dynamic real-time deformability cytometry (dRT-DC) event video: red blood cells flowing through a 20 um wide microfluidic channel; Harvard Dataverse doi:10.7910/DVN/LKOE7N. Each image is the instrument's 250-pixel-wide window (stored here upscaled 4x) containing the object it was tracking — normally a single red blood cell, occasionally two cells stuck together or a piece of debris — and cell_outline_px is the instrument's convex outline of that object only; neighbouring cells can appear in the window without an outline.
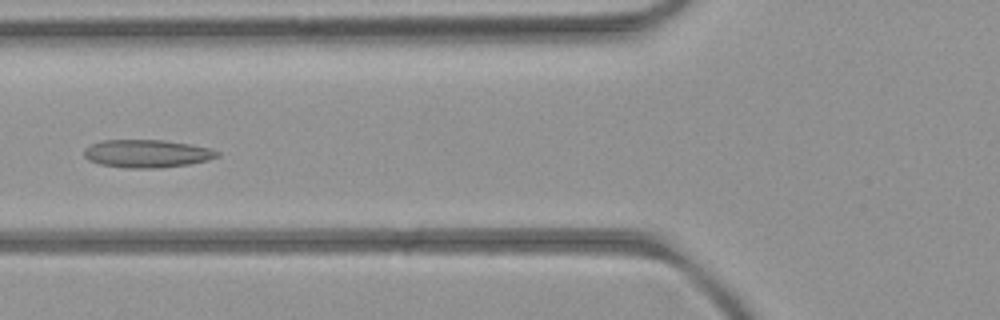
{"species": "common noctule bat (a hibernating species)", "species_latin": "Nyctalus noctula", "temperature_condition": "room temperature", "stored_images_in_passage": 37, "camera_frame_rate_fps": 3000, "um_per_image_px": 0.085, "animal": {"sex": "female", "body_mass_g": 21.9}, "frame": {"image": 1, "passage_image": 5, "time_ms": 1.333, "image_size_px": [1000, 320], "cell_outline_px": [[220, 156], [208, 160], [188, 164], [160, 168], [124, 168], [100, 164], [88, 160], [84, 156], [84, 148], [100, 140], [164, 140], [212, 148], [220, 152]], "centroid_in_image_um": [12.49, 13.06], "position_along_channel_um": 113.3, "area_um2": 21.79}}
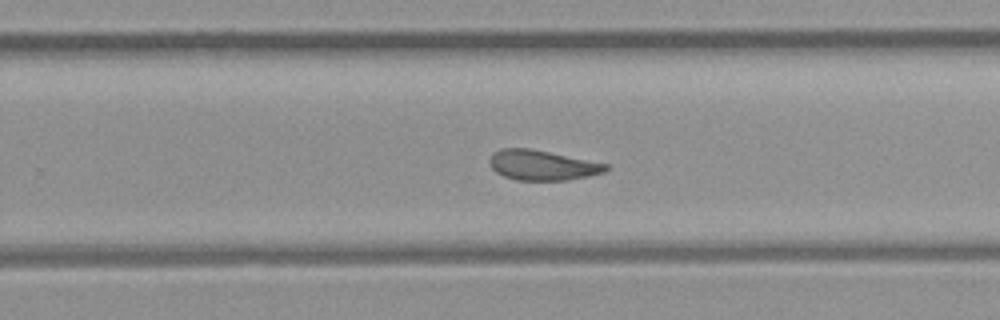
{"frame": {"image": 2, "passage_image": 18, "time_ms": 5.667, "image_size_px": [1000, 320], "cell_outline_px": [[608, 168], [604, 172], [588, 176], [568, 180], [516, 180], [504, 176], [496, 172], [492, 168], [488, 160], [500, 148], [532, 148], [608, 164]], "centroid_in_image_um": [46.09, 14.04], "position_along_channel_um": 283.7, "area_um2": 20.29}}
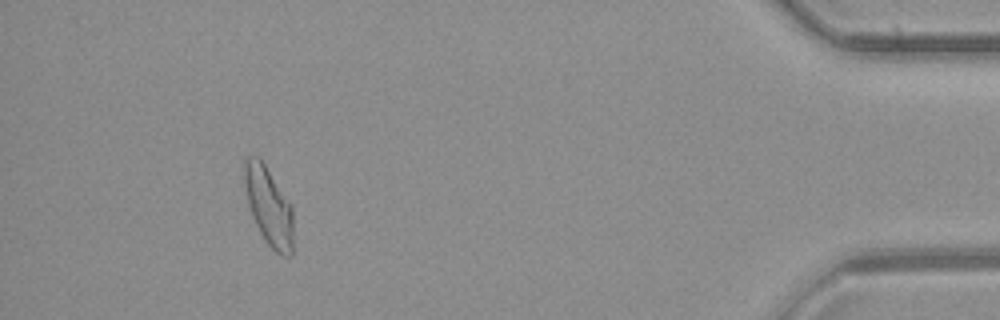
{"frame": {"image": 3, "passage_image": 33, "time_ms": 10.667, "image_size_px": [1000, 320], "cell_outline_px": [[292, 256], [280, 256], [268, 244], [260, 232], [252, 216], [248, 204], [244, 184], [244, 164], [248, 156], [260, 156], [292, 204]], "centroid_in_image_um": [22.85, 17.5], "position_along_channel_um": 412.4, "area_um2": 22.48}, "authors_computed_cell_mechanics": {"area_um2": 21.0392, "velocity_mm_per_s": 3.934, "shape_relaxation_time_tau1_ms": null, "shape_relaxation_time_tau2_ms": 4.5971, "deformation_change_tau1": null, "deformation_change_tau2": 0.1083}}